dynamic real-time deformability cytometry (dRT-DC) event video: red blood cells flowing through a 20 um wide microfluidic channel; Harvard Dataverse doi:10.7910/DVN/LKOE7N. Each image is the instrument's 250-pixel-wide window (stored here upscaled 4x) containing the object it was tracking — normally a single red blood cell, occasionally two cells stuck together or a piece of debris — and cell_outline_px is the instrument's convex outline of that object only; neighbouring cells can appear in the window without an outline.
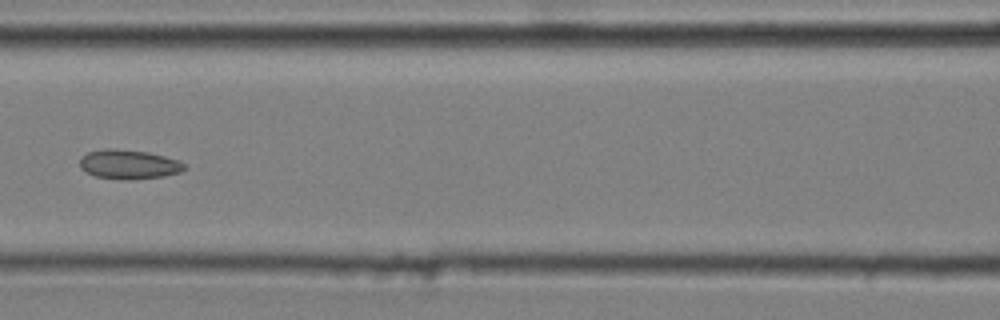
{"species": "common noctule bat (a hibernating species)", "species_latin": "Nyctalus noctula", "temperature_condition": "cold", "stored_images_in_passage": 6, "camera_frame_rate_fps": 3000, "um_per_image_px": 0.085, "animal": {"sex": "male", "body_mass_g": 20.4}, "frame": {"image": 1, "passage_image": 6, "time_ms": 1.667, "image_size_px": [1000, 320], "cell_outline_px": [[188, 168], [180, 172], [164, 176], [128, 180], [120, 180], [96, 176], [80, 168], [80, 156], [88, 152], [104, 148], [112, 148], [148, 152], [180, 160]], "centroid_in_image_um": [10.95, 13.97], "position_along_channel_um": 155.6, "area_um2": 18.03}}